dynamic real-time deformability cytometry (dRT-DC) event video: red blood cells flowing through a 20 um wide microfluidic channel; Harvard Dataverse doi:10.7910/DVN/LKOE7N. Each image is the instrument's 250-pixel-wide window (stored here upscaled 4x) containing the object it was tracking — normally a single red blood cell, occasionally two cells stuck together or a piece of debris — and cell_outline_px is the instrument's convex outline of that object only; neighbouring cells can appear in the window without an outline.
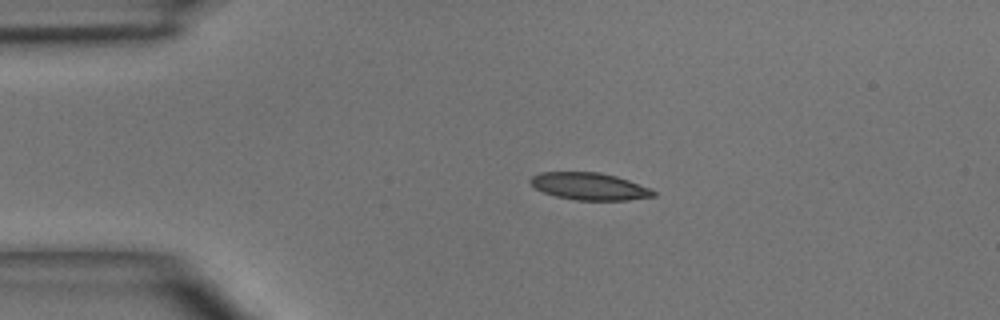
{"species": "common noctule bat (a hibernating species)", "species_latin": "Nyctalus noctula", "temperature_condition": "room temperature", "stored_images_in_passage": 3, "camera_frame_rate_fps": 3000, "um_per_image_px": 0.085, "animal": {"sex": "male", "body_mass_g": 15.6}, "frame": {"image": 1, "passage_image": 2, "time_ms": 1.0, "image_size_px": [1000, 320], "cell_outline_px": [[656, 196], [628, 200], [576, 200], [556, 196], [544, 192], [536, 188], [528, 180], [532, 176], [540, 172], [600, 172], [616, 176], [628, 180], [648, 188], [656, 192]], "centroid_in_image_um": [50.09, 15.83], "position_along_channel_um": 34.9, "area_um2": 19.36}}